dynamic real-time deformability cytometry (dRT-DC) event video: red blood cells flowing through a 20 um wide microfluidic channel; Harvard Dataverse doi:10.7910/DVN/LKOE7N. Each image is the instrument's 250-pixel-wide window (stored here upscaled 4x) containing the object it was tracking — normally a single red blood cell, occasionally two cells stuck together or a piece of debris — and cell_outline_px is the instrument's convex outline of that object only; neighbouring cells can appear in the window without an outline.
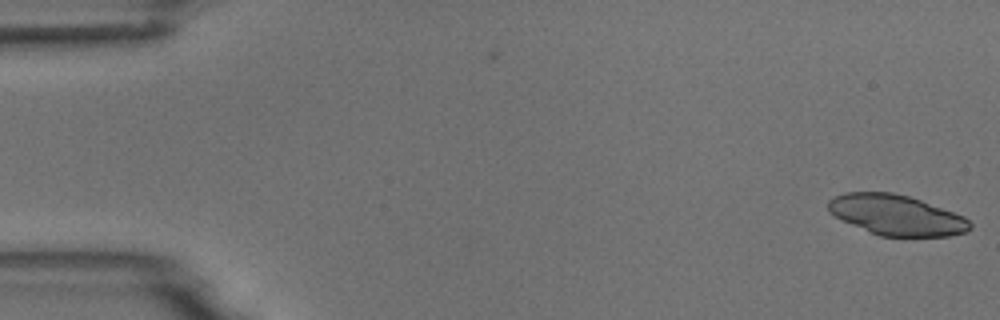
{"species": "common noctule bat (a hibernating species)", "species_latin": "Nyctalus noctula", "temperature_condition": "room temperature", "stored_images_in_passage": 4, "camera_frame_rate_fps": 3000, "um_per_image_px": 0.085, "animal": {"sex": "male", "body_mass_g": 18.8}, "frame": {"image": 1, "passage_image": 4, "time_ms": 1.0, "image_size_px": [1000, 320], "cell_outline_px": [[972, 228], [964, 232], [948, 236], [880, 236], [852, 224], [828, 212], [828, 200], [844, 192], [892, 192], [908, 196], [920, 200], [964, 216], [972, 224]], "centroid_in_image_um": [76.19, 18.27], "position_along_channel_um": 8.8, "area_um2": 32.95}}